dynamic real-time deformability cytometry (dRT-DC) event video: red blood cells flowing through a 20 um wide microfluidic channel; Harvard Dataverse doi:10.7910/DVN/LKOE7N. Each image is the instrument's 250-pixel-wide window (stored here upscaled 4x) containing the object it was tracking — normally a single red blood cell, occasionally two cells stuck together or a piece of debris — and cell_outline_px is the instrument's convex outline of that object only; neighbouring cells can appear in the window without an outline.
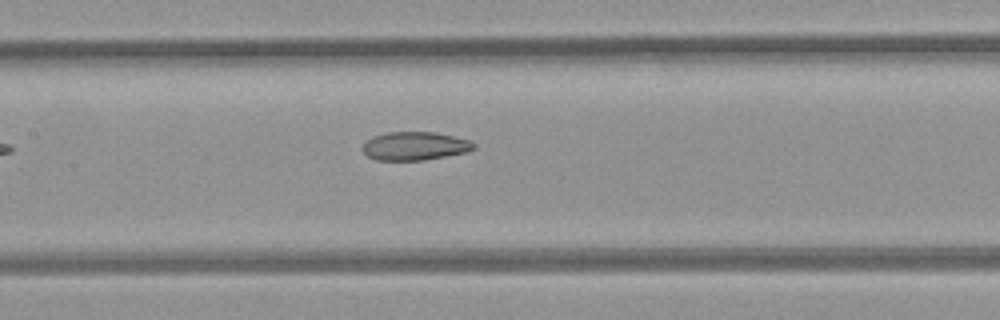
{"species": "common noctule bat (a hibernating species)", "species_latin": "Nyctalus noctula", "temperature_condition": "room temperature", "stored_images_in_passage": 7, "camera_frame_rate_fps": 3000, "um_per_image_px": 0.085, "animal": {"sex": "female", "body_mass_g": 21.9}, "frame": {"image": 1, "passage_image": 7, "time_ms": 2.0, "image_size_px": [1000, 320], "cell_outline_px": [[476, 148], [464, 152], [424, 160], [376, 160], [368, 156], [360, 148], [372, 136], [388, 132], [436, 132], [468, 140], [476, 144]], "centroid_in_image_um": [35.23, 12.41], "position_along_channel_um": 172.2, "area_um2": 18.26}}